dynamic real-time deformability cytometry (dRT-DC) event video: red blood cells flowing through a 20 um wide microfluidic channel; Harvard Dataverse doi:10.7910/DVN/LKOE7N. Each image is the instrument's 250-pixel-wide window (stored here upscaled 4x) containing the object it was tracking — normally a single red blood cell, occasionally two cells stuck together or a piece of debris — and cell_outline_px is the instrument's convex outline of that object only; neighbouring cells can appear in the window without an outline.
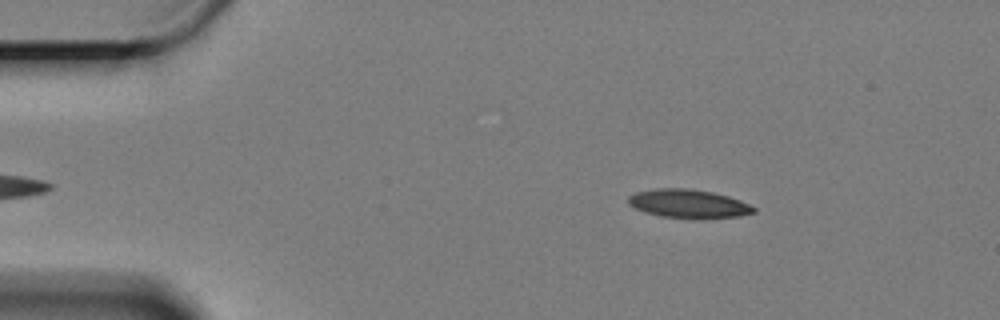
{"species": "Egyptian fruit bat (a non-hibernating species)", "species_latin": "Rousettus aegyptiacus", "temperature_condition": "cold", "stored_images_in_passage": 56, "camera_frame_rate_fps": 3000, "um_per_image_px": 0.085, "animal": {"sex": "female"}, "frame": {"image": 1, "passage_image": 5, "time_ms": 1.333, "image_size_px": [1000, 320], "cell_outline_px": [[756, 212], [740, 216], [704, 220], [692, 220], [660, 216], [644, 212], [632, 208], [628, 204], [628, 196], [636, 192], [656, 188], [684, 188], [712, 192], [728, 196], [740, 200], [756, 208]], "centroid_in_image_um": [58.51, 17.35], "position_along_channel_um": 26.5, "area_um2": 21.5}}
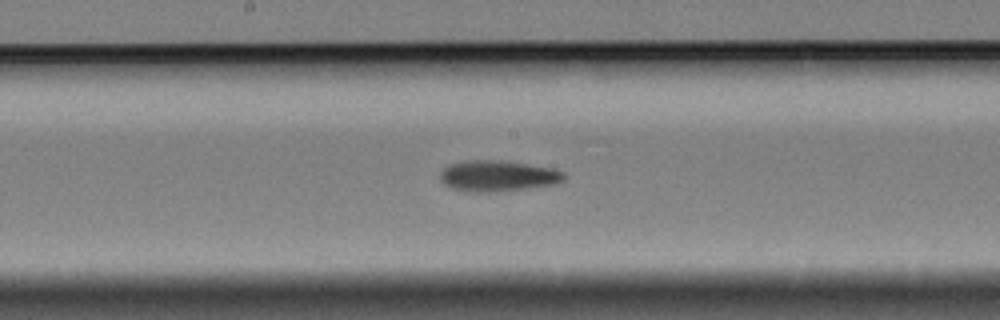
{"frame": {"image": 2, "passage_image": 27, "time_ms": 8.667, "image_size_px": [1000, 320], "cell_outline_px": [[564, 180], [556, 184], [524, 188], [488, 192], [476, 192], [452, 188], [444, 184], [440, 180], [440, 172], [448, 164], [468, 160], [500, 160], [556, 168], [564, 172]], "centroid_in_image_um": [42.31, 14.93], "position_along_channel_um": 205.9, "area_um2": 22.25}}
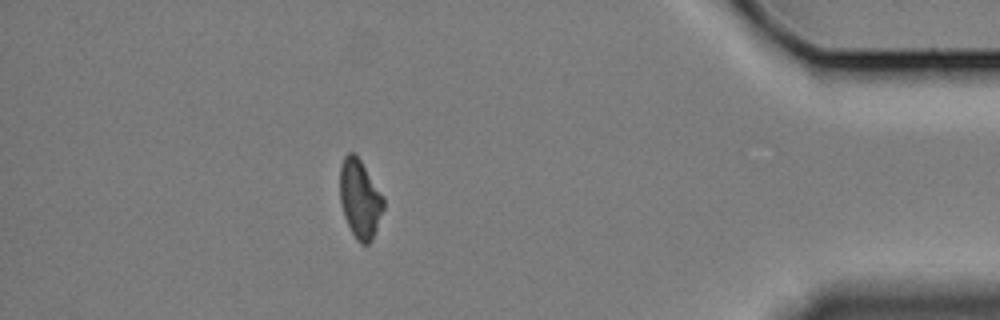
{"frame": {"image": 3, "passage_image": 49, "time_ms": 16.0, "image_size_px": [1000, 320], "cell_outline_px": [[384, 208], [372, 240], [368, 244], [360, 244], [356, 240], [344, 216], [340, 204], [340, 164], [344, 156], [348, 152], [352, 152], [360, 160], [384, 196]], "centroid_in_image_um": [30.59, 16.91], "position_along_channel_um": 404.6, "area_um2": 20.0}}